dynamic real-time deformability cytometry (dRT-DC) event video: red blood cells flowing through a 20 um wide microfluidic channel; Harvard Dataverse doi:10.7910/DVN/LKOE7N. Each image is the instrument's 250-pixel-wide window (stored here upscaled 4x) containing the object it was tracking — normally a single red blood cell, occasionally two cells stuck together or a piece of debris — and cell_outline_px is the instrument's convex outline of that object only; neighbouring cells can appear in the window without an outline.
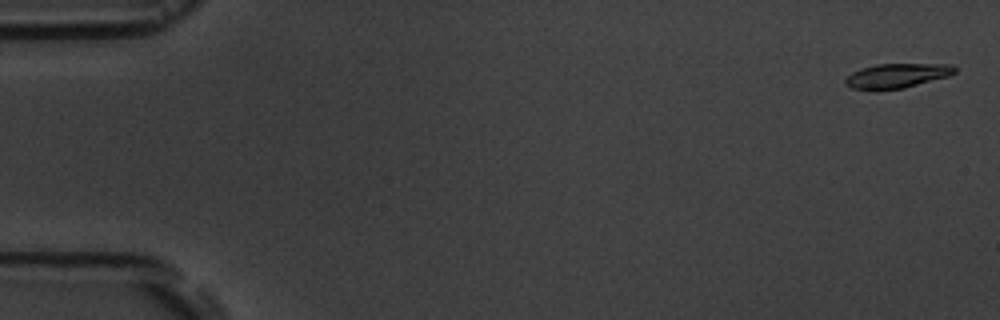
{"species": "common noctule bat (a hibernating species)", "species_latin": "Nyctalus noctula", "temperature_condition": "room temperature", "stored_images_in_passage": 5, "camera_frame_rate_fps": 3000, "um_per_image_px": 0.085, "animal": {"sex": "male", "body_mass_g": 19.5, "forearm_length_mm": 54.6}, "frame": {"image": 1, "passage_image": 1, "time_ms": 0.0, "image_size_px": [1000, 320], "cell_outline_px": [[956, 72], [948, 76], [904, 88], [876, 92], [868, 92], [852, 88], [844, 84], [844, 80], [852, 72], [860, 68], [876, 64], [952, 64], [956, 68]], "centroid_in_image_um": [76.16, 6.47], "position_along_channel_um": 8.8, "area_um2": 16.13}}
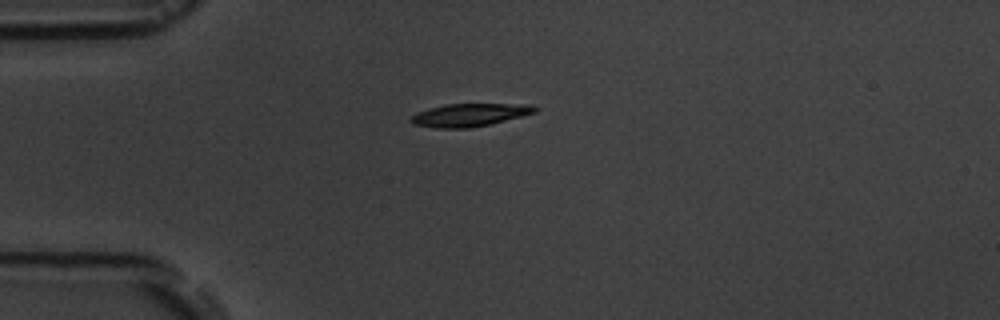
{"frame": {"image": 2, "passage_image": 5, "time_ms": 4.333, "image_size_px": [1000, 320], "cell_outline_px": [[536, 112], [492, 124], [468, 128], [436, 128], [412, 124], [408, 120], [416, 112], [428, 108], [448, 104], [528, 104], [536, 108]], "centroid_in_image_um": [39.86, 9.78], "position_along_channel_um": 45.1, "area_um2": 16.53}}